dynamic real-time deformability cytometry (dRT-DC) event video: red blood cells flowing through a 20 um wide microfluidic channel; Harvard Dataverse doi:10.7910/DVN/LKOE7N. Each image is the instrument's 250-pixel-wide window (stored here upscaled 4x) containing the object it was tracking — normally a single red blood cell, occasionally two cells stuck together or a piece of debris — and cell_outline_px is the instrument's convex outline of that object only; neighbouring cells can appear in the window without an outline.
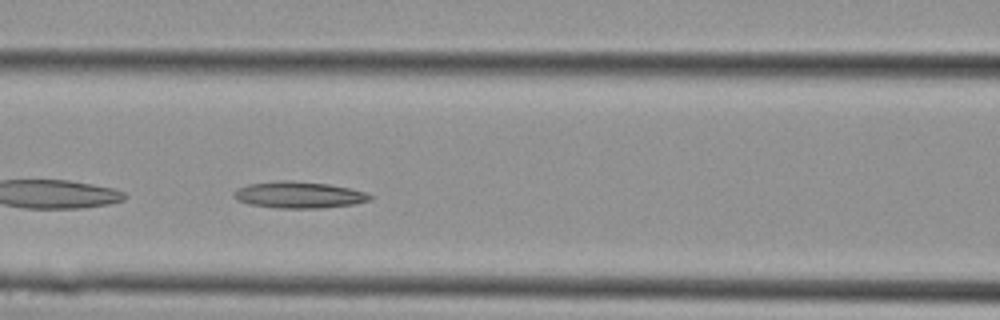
{"species": "Egyptian fruit bat (a non-hibernating species)", "species_latin": "Rousettus aegyptiacus", "temperature_condition": "cold", "stored_images_in_passage": 19, "camera_frame_rate_fps": 3000, "um_per_image_px": 0.085, "animal": {"sex": "female"}, "frame": {"image": 1, "passage_image": 8, "time_ms": 2.333, "image_size_px": [1000, 320], "cell_outline_px": [[372, 200], [352, 204], [320, 208], [276, 208], [248, 204], [236, 200], [232, 196], [236, 188], [248, 184], [284, 180], [328, 184], [348, 188], [364, 192], [372, 196]], "centroid_in_image_um": [25.34, 16.57], "position_along_channel_um": 141.3, "area_um2": 20.92}}
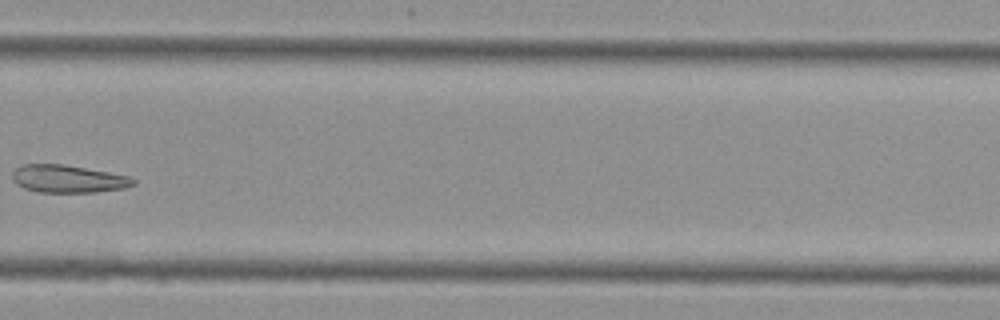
{"frame": {"image": 2, "passage_image": 16, "time_ms": 5.0, "image_size_px": [1000, 320], "cell_outline_px": [[136, 184], [124, 188], [96, 192], [40, 192], [24, 188], [16, 184], [12, 180], [12, 172], [20, 164], [64, 164], [132, 176], [136, 180]], "centroid_in_image_um": [5.8, 15.19], "position_along_channel_um": 324.0, "area_um2": 19.71}}